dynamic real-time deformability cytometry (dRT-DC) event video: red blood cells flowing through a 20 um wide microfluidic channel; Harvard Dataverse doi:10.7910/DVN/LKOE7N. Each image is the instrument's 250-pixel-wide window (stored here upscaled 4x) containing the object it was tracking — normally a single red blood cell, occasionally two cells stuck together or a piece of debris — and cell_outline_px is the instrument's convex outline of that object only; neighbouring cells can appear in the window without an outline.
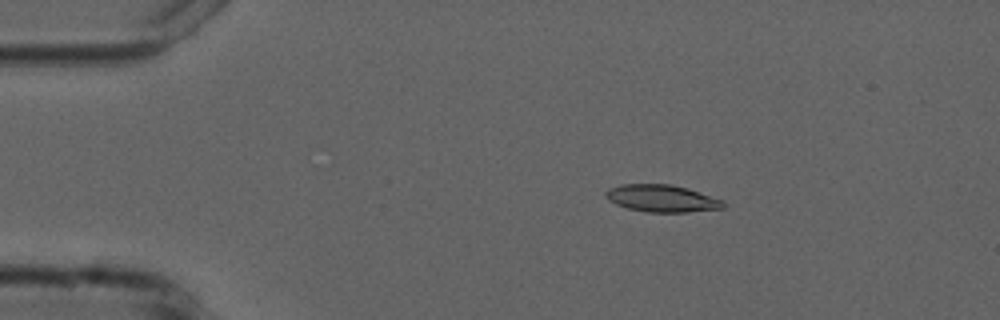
{"species": "common noctule bat (a hibernating species)", "species_latin": "Nyctalus noctula", "temperature_condition": "cold", "stored_images_in_passage": 17, "camera_frame_rate_fps": 3000, "um_per_image_px": 0.085, "animal": {"sex": "male", "forearm_length_mm": 52.5}, "frame": {"image": 1, "passage_image": 10, "time_ms": 3.0, "image_size_px": [1000, 320], "cell_outline_px": [[724, 208], [688, 212], [648, 212], [628, 208], [616, 204], [608, 200], [604, 196], [604, 192], [608, 188], [620, 184], [668, 184], [688, 188], [724, 200]], "centroid_in_image_um": [56.24, 16.86], "position_along_channel_um": 28.8, "area_um2": 18.73}}